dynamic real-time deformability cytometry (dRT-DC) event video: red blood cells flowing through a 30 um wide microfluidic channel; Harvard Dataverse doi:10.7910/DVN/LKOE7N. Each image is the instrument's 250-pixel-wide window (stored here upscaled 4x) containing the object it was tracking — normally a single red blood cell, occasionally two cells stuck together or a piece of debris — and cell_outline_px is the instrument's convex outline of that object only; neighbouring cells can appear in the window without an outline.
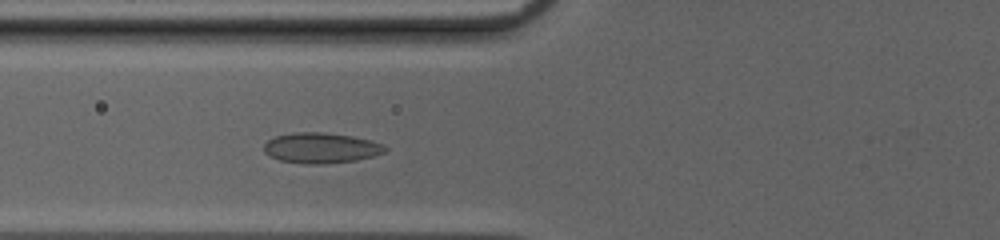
{"species": "common noctule bat (a hibernating species)", "species_latin": "Nyctalus noctula", "temperature_condition": "cold", "stored_images_in_passage": 41, "camera_frame_rate_fps": 3000, "um_per_image_px": 0.085, "animal": {"sex": "female", "body_mass_g": 20.0, "forearm_length_mm": 54.0}, "frame": {"image": 1, "passage_image": 11, "time_ms": 3.333, "image_size_px": [1000, 240], "cell_outline_px": [[388, 148], [384, 152], [372, 156], [356, 160], [328, 164], [304, 164], [280, 160], [268, 156], [264, 152], [264, 144], [272, 136], [296, 132], [324, 132], [352, 136], [372, 140]], "centroid_in_image_um": [27.24, 12.57], "position_along_channel_um": 98.6, "area_um2": 21.68}}
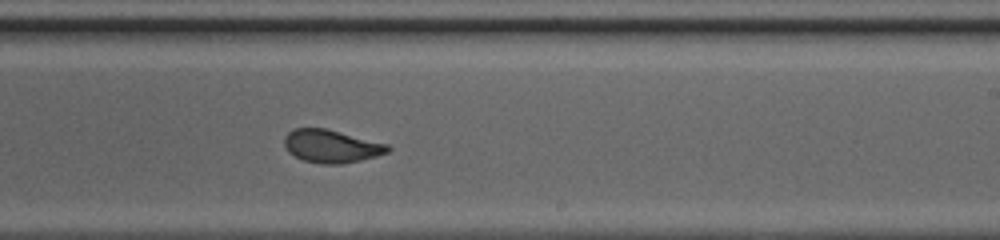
{"frame": {"image": 2, "passage_image": 23, "time_ms": 7.333, "image_size_px": [1000, 240], "cell_outline_px": [[392, 148], [388, 152], [376, 156], [360, 160], [340, 164], [320, 164], [304, 160], [288, 152], [284, 144], [284, 136], [288, 132], [296, 128], [324, 128], [388, 144]], "centroid_in_image_um": [28.16, 12.43], "position_along_channel_um": 260.8, "area_um2": 19.71}}
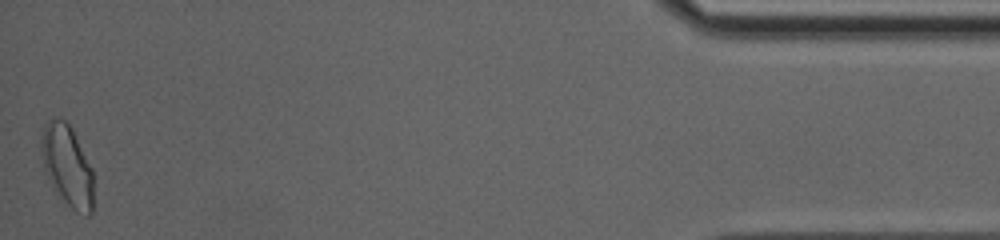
{"frame": {"image": 3, "passage_image": 41, "time_ms": 13.333, "image_size_px": [1000, 240], "cell_outline_px": [[92, 212], [88, 216], [76, 212], [56, 196], [52, 188], [44, 168], [40, 148], [40, 144], [44, 124], [52, 116], [60, 116], [72, 128], [92, 168]], "centroid_in_image_um": [5.68, 14.07], "position_along_channel_um": 429.5, "area_um2": 25.14}, "authors_computed_cell_mechanics": {"area_um2": 20.7502, "velocity_mm_per_s": 4.0464, "shape_relaxation_time_tau1_ms": 10.5798, "shape_relaxation_time_tau2_ms": 0.8142, "deformation_change_tau1": 0.2022, "deformation_change_tau2": 0.0691}}